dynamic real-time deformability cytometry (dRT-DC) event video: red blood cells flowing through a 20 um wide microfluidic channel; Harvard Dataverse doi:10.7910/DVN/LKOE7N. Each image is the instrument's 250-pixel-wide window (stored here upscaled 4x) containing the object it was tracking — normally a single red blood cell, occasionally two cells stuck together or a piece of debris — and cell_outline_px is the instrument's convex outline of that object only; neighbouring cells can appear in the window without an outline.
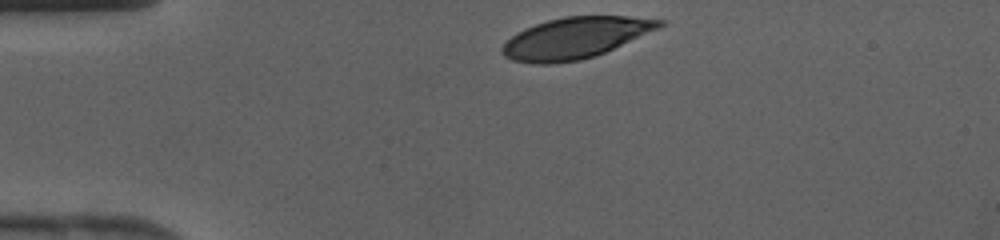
{"species": "human", "species_latin": "Homo sapiens", "temperature_condition": "cold", "stored_images_in_passage": 27, "camera_frame_rate_fps": 3000, "um_per_image_px": 0.085, "donor": {"sex": "female"}, "frame": {"image": 1, "passage_image": 1, "time_ms": 0.0, "image_size_px": [1000, 240], "cell_outline_px": [[668, 24], [660, 28], [596, 56], [580, 60], [548, 64], [536, 64], [512, 60], [504, 56], [500, 52], [500, 48], [516, 32], [524, 28], [548, 20], [564, 16], [628, 16], [668, 20]], "centroid_in_image_um": [48.93, 3.22], "position_along_channel_um": 36.1, "area_um2": 37.97}}
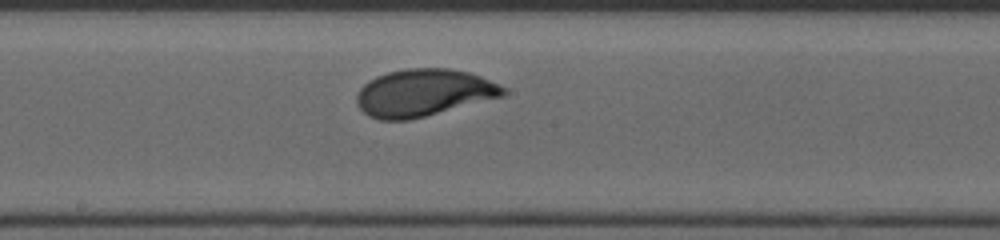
{"frame": {"image": 2, "passage_image": 15, "time_ms": 4.667, "image_size_px": [1000, 240], "cell_outline_px": [[508, 92], [504, 96], [408, 120], [380, 120], [368, 116], [356, 104], [356, 96], [360, 88], [368, 80], [376, 76], [388, 72], [408, 68], [452, 68], [468, 72], [480, 76], [504, 88]], "centroid_in_image_um": [35.97, 7.88], "position_along_channel_um": 212.2, "area_um2": 40.17}}
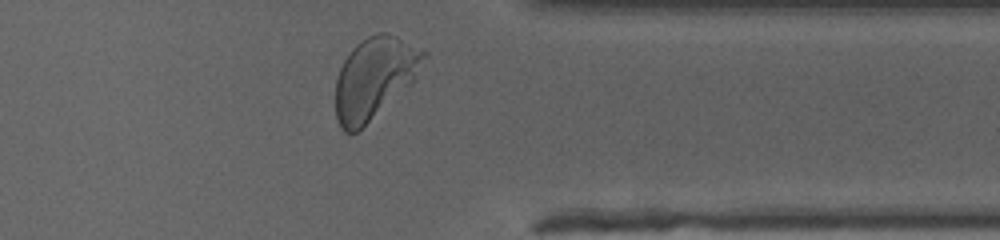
{"frame": {"image": 3, "passage_image": 26, "time_ms": 8.333, "image_size_px": [1000, 240], "cell_outline_px": [[428, 56], [416, 76], [408, 84], [356, 132], [344, 132], [340, 128], [336, 116], [336, 80], [340, 68], [344, 60], [352, 48], [356, 44], [368, 36], [376, 32], [384, 32], [396, 36], [428, 52]], "centroid_in_image_um": [31.81, 6.57], "position_along_channel_um": 379.6, "area_um2": 40.81}}